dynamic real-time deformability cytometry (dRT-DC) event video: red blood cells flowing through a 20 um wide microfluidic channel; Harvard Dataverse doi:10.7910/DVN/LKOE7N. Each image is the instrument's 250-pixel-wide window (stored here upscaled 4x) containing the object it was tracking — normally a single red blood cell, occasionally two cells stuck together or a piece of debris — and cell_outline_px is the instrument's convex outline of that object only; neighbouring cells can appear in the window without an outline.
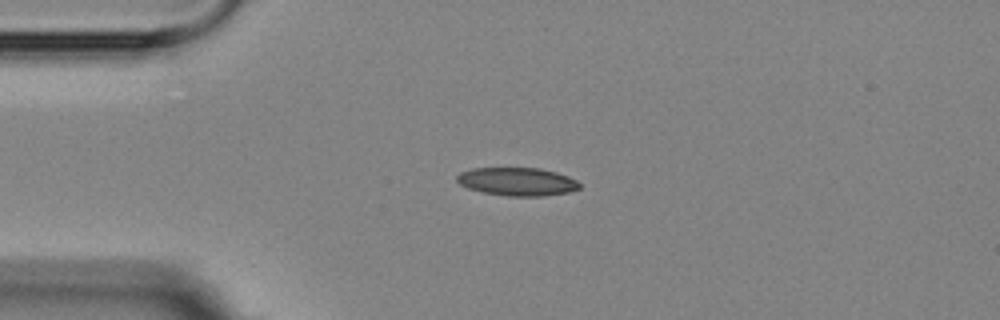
{"species": "Egyptian fruit bat (a non-hibernating species)", "species_latin": "Rousettus aegyptiacus", "temperature_condition": "room temperature", "stored_images_in_passage": 2, "camera_frame_rate_fps": 3000, "um_per_image_px": 0.085, "animal": {"sex": "female"}, "frame": {"image": 1, "passage_image": 2, "time_ms": 2.0, "image_size_px": [1000, 320], "cell_outline_px": [[580, 188], [568, 192], [540, 196], [508, 196], [484, 192], [468, 188], [460, 184], [456, 180], [456, 176], [460, 172], [472, 168], [540, 168], [556, 172], [568, 176], [576, 180], [580, 184]], "centroid_in_image_um": [43.95, 15.43], "position_along_channel_um": 41.0, "area_um2": 20.06}}